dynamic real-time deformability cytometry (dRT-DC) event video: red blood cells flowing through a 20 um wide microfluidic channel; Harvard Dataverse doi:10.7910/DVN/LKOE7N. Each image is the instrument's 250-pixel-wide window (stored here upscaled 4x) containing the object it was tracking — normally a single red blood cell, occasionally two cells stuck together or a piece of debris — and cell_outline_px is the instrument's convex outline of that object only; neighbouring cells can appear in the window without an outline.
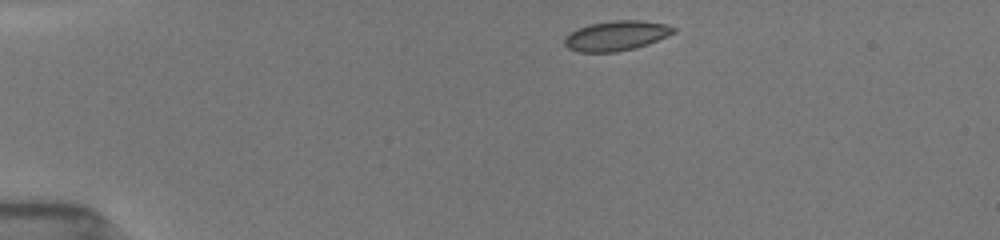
{"species": "common noctule bat (a hibernating species)", "species_latin": "Nyctalus noctula", "temperature_condition": "room temperature", "stored_images_in_passage": 33, "camera_frame_rate_fps": 3000, "um_per_image_px": 0.085, "animal": {"sex": "female", "body_mass_g": 19.5, "forearm_length_mm": 54.1}, "frame": {"image": 1, "passage_image": 1, "time_ms": 0.0, "image_size_px": [1000, 240], "cell_outline_px": [[676, 32], [648, 44], [636, 48], [616, 52], [576, 52], [568, 48], [564, 44], [564, 40], [572, 32], [588, 24], [612, 20], [640, 20], [668, 24], [676, 28]], "centroid_in_image_um": [52.42, 3.03], "position_along_channel_um": 32.6, "area_um2": 19.02}}
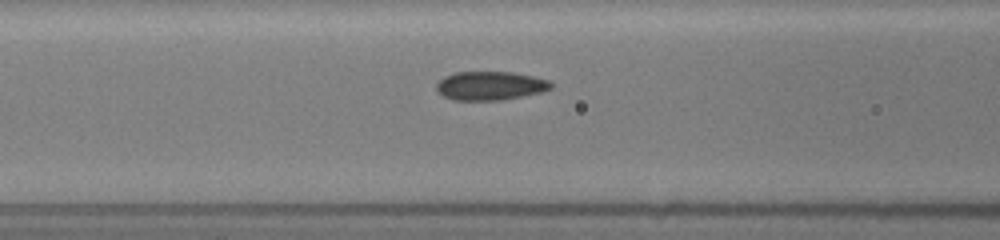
{"frame": {"image": 2, "passage_image": 12, "time_ms": 3.667, "image_size_px": [1000, 240], "cell_outline_px": [[552, 88], [544, 92], [500, 100], [452, 100], [436, 92], [436, 84], [444, 76], [456, 72], [512, 72], [532, 76], [548, 80], [552, 84]], "centroid_in_image_um": [41.65, 7.29], "position_along_channel_um": 124.9, "area_um2": 19.25}}
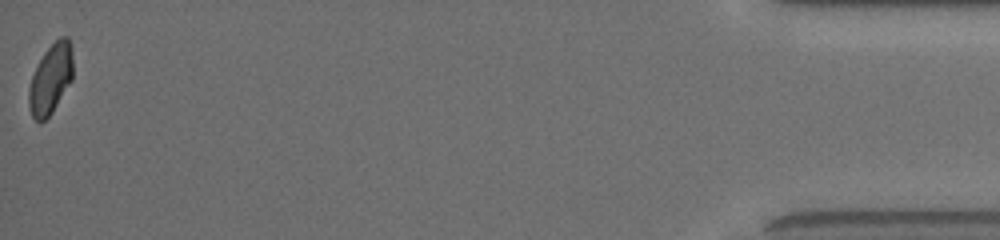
{"frame": {"image": 3, "passage_image": 33, "time_ms": 10.667, "image_size_px": [1000, 240], "cell_outline_px": [[72, 80], [52, 112], [40, 124], [32, 116], [28, 104], [28, 88], [32, 76], [44, 52], [60, 36], [68, 36], [72, 48]], "centroid_in_image_um": [4.3, 6.71], "position_along_channel_um": 430.9, "area_um2": 17.92}, "authors_computed_cell_mechanics": {"area_um2": 19.2474, "velocity_mm_per_s": 3.9301, "shape_relaxation_time_tau1_ms": 3.07, "shape_relaxation_time_tau2_ms": 1.1687, "deformation_change_tau1": 0.0902, "deformation_change_tau2": 0.0354}}